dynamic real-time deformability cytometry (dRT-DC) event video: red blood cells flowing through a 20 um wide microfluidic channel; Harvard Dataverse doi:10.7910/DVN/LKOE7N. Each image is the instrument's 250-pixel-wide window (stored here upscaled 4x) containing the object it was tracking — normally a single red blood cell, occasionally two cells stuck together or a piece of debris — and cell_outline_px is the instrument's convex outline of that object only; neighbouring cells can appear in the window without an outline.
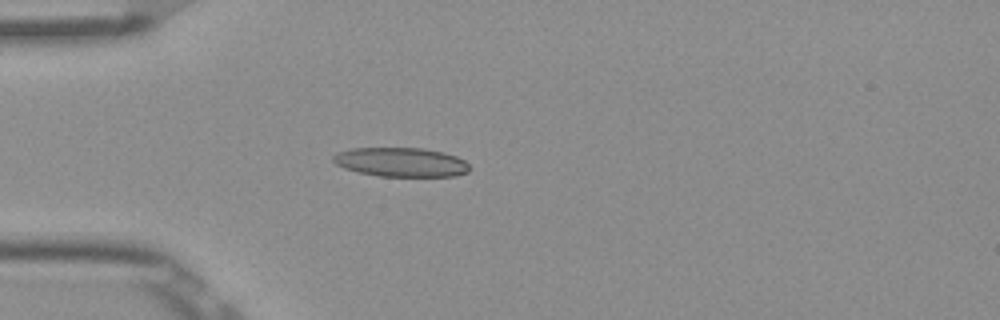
{"species": "Egyptian fruit bat (a non-hibernating species)", "species_latin": "Rousettus aegyptiacus", "temperature_condition": "room temperature", "stored_images_in_passage": 52, "camera_frame_rate_fps": 3000, "um_per_image_px": 0.085, "frame": {"image": 1, "passage_image": 15, "time_ms": 4.667, "image_size_px": [1000, 320], "cell_outline_px": [[468, 172], [456, 176], [380, 176], [360, 172], [344, 168], [336, 164], [332, 160], [332, 156], [336, 152], [352, 148], [424, 148], [444, 152], [456, 156], [464, 160], [468, 164]], "centroid_in_image_um": [34.07, 13.77], "position_along_channel_um": 50.9, "area_um2": 23.18}}
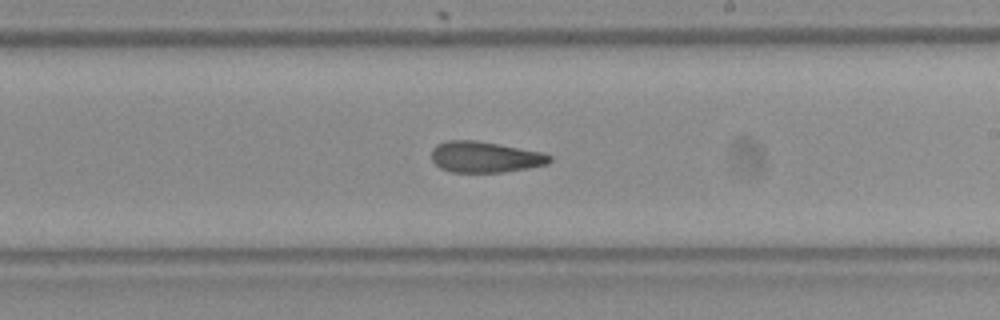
{"frame": {"image": 2, "passage_image": 31, "time_ms": 10.0, "image_size_px": [1000, 320], "cell_outline_px": [[552, 160], [548, 164], [500, 172], [452, 172], [440, 168], [432, 160], [432, 148], [436, 144], [448, 140], [476, 140], [544, 152], [552, 156]], "centroid_in_image_um": [41.22, 13.33], "position_along_channel_um": 247.8, "area_um2": 21.33}}
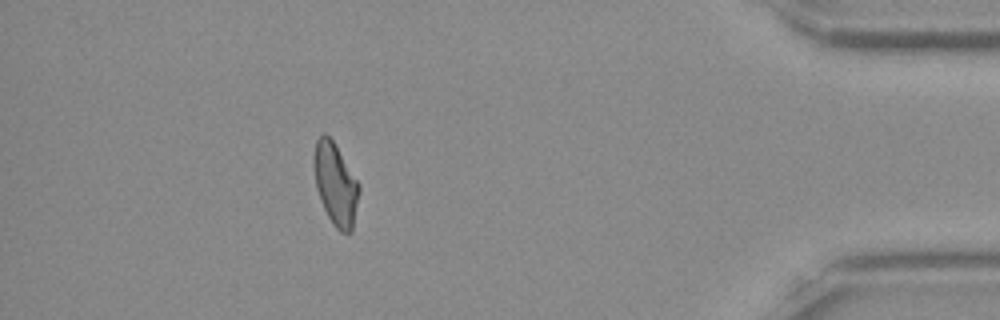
{"frame": {"image": 3, "passage_image": 47, "time_ms": 15.333, "image_size_px": [1000, 320], "cell_outline_px": [[360, 188], [352, 232], [340, 232], [332, 224], [320, 200], [316, 188], [312, 164], [312, 156], [316, 140], [324, 132], [332, 140], [360, 184]], "centroid_in_image_um": [28.49, 15.65], "position_along_channel_um": 406.7, "area_um2": 21.73}, "authors_computed_cell_mechanics": {"area_um2": 21.9929, "velocity_mm_per_s": 3.8951, "shape_relaxation_time_tau1_ms": null, "shape_relaxation_time_tau2_ms": 4.0247, "deformation_change_tau1": null, "deformation_change_tau2": 0.1388}}